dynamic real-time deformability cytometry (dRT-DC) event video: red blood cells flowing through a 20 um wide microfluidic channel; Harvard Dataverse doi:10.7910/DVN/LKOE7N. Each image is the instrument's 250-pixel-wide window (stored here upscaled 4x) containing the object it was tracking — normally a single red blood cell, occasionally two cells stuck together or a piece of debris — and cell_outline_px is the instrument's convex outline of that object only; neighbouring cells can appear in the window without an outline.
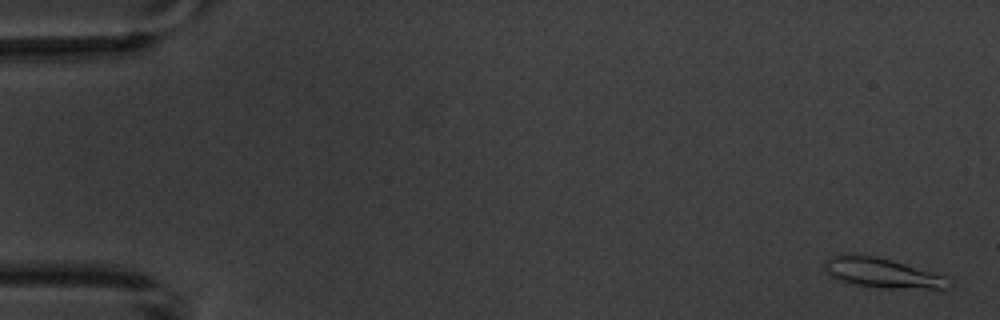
{"species": "common noctule bat (a hibernating species)", "species_latin": "Nyctalus noctula", "temperature_condition": "warm", "stored_images_in_passage": 4, "camera_frame_rate_fps": 3000, "um_per_image_px": 0.085, "animal": {"sex": "male", "body_mass_g": 20.1, "forearm_length_mm": 53.5}, "frame": {"image": 1, "passage_image": 1, "time_ms": 0.0, "image_size_px": [1000, 320], "cell_outline_px": [[952, 288], [944, 292], [940, 292], [888, 288], [856, 284], [840, 280], [832, 276], [824, 268], [824, 260], [828, 256], [844, 252], [876, 256], [892, 260], [944, 276], [952, 284]], "centroid_in_image_um": [75.08, 23.22], "position_along_channel_um": 9.9, "area_um2": 22.43}}